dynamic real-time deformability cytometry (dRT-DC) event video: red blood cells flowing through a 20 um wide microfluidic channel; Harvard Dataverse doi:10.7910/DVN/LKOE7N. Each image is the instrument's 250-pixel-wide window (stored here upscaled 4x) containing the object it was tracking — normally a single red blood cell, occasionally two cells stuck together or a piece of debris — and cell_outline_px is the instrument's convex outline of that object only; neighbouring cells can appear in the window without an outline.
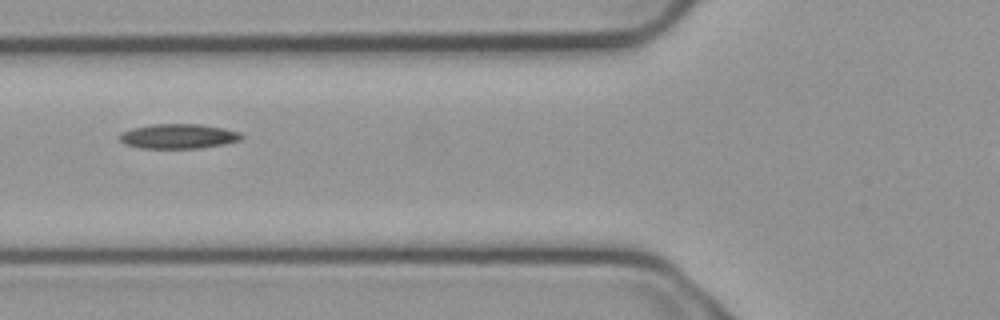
{"species": "common noctule bat (a hibernating species)", "species_latin": "Nyctalus noctula", "temperature_condition": "cold", "stored_images_in_passage": 6, "segment_of_instrument_passage": [1, 2], "camera_frame_rate_fps": 3000, "um_per_image_px": 0.085, "animal": {"sex": "male", "body_mass_g": 23.1, "forearm_length_mm": 52.7}, "frame": {"image": 1, "passage_image": 5, "time_ms": 1.333, "image_size_px": [1000, 320], "cell_outline_px": [[244, 136], [240, 140], [224, 144], [200, 148], [140, 148], [124, 144], [120, 140], [120, 132], [132, 128], [152, 124], [200, 124], [224, 128], [240, 132]], "centroid_in_image_um": [15.16, 11.58], "position_along_channel_um": 110.6, "area_um2": 17.63}}